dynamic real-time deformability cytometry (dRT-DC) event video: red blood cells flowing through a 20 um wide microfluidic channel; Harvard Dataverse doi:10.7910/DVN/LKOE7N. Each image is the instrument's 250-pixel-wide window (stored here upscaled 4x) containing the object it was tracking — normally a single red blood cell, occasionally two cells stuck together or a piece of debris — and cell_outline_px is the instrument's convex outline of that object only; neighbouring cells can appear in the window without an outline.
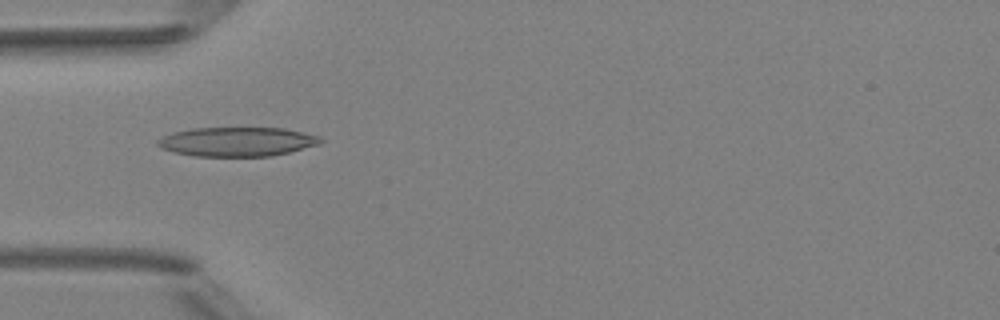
{"species": "Egyptian fruit bat (a non-hibernating species)", "species_latin": "Rousettus aegyptiacus", "temperature_condition": "room temperature", "stored_images_in_passage": 6, "camera_frame_rate_fps": 3000, "um_per_image_px": 0.085, "animal": {"sex": "female"}, "frame": {"image": 1, "passage_image": 5, "time_ms": 4.667, "image_size_px": [1000, 320], "cell_outline_px": [[324, 140], [320, 144], [272, 156], [192, 156], [172, 152], [160, 148], [156, 144], [156, 140], [172, 132], [192, 128], [284, 128], [320, 136]], "centroid_in_image_um": [20.12, 12.04], "position_along_channel_um": 64.9, "area_um2": 27.86}}
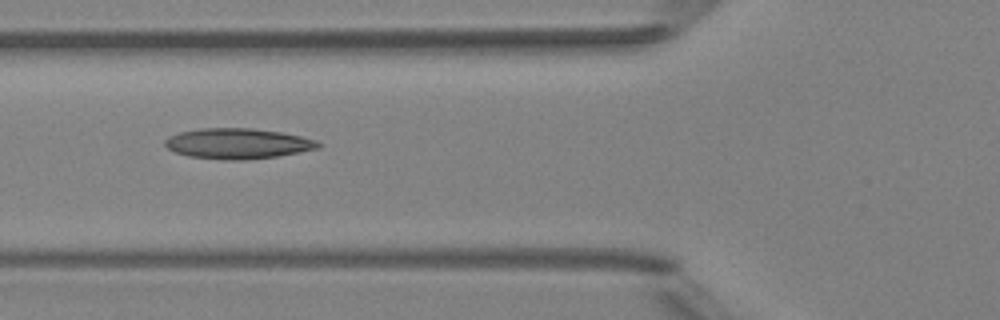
{"frame": {"image": 2, "passage_image": 6, "time_ms": 5.667, "image_size_px": [1000, 320], "cell_outline_px": [[324, 144], [320, 148], [276, 156], [244, 160], [224, 160], [188, 156], [176, 152], [168, 148], [164, 144], [164, 140], [168, 136], [180, 132], [200, 128], [252, 128], [280, 132], [300, 136], [316, 140]], "centroid_in_image_um": [20.21, 12.2], "position_along_channel_um": 105.6, "area_um2": 27.22}}